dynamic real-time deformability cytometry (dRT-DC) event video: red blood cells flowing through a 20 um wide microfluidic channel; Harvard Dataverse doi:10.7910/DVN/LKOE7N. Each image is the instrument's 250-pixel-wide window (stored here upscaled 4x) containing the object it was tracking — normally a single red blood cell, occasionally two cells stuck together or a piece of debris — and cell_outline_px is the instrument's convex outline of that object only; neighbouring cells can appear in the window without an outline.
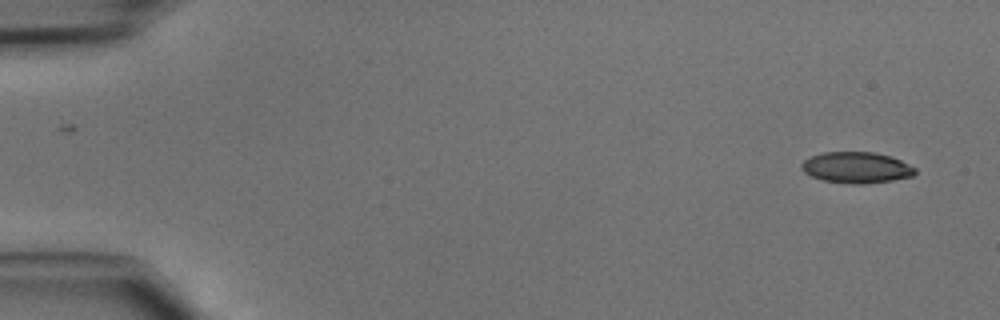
{"species": "common noctule bat (a hibernating species)", "species_latin": "Nyctalus noctula", "temperature_condition": "cold", "stored_images_in_passage": 45, "camera_frame_rate_fps": 3000, "um_per_image_px": 0.085, "animal": {"sex": "male", "body_mass_g": 15.6}, "frame": {"image": 1, "passage_image": 1, "time_ms": 0.0, "image_size_px": [1000, 320], "cell_outline_px": [[916, 172], [912, 176], [892, 180], [864, 184], [852, 184], [824, 180], [812, 176], [804, 172], [800, 168], [800, 164], [804, 160], [812, 156], [824, 152], [872, 152], [892, 156], [916, 168]], "centroid_in_image_um": [72.79, 14.24], "position_along_channel_um": 12.2, "area_um2": 20.52}}
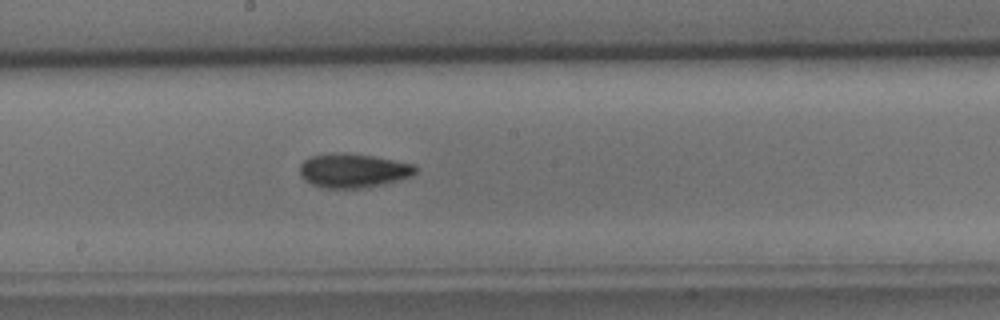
{"frame": {"image": 2, "passage_image": 24, "time_ms": 7.667, "image_size_px": [1000, 320], "cell_outline_px": [[416, 172], [412, 176], [400, 180], [360, 188], [324, 188], [312, 184], [304, 180], [300, 176], [300, 164], [304, 160], [312, 156], [336, 152], [344, 152], [372, 156], [416, 164]], "centroid_in_image_um": [30.01, 14.49], "position_along_channel_um": 218.2, "area_um2": 23.0}}
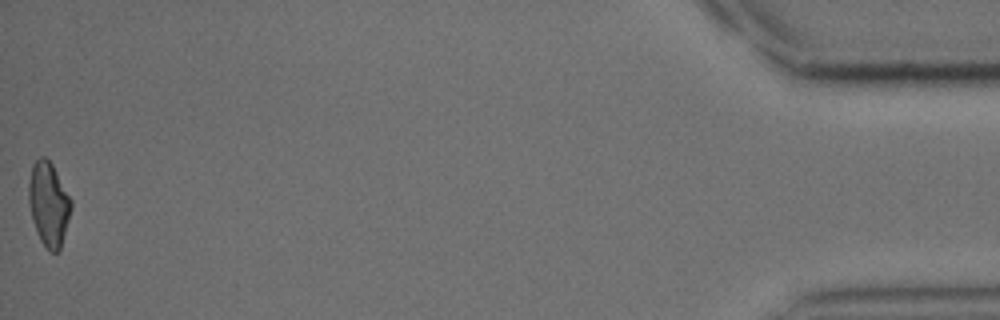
{"frame": {"image": 3, "passage_image": 45, "time_ms": 14.667, "image_size_px": [1000, 320], "cell_outline_px": [[72, 208], [60, 248], [56, 252], [48, 252], [40, 240], [36, 232], [32, 220], [28, 204], [28, 184], [32, 164], [40, 156], [44, 156], [52, 164], [72, 200]], "centroid_in_image_um": [4.12, 17.34], "position_along_channel_um": 431.1, "area_um2": 20.92}}